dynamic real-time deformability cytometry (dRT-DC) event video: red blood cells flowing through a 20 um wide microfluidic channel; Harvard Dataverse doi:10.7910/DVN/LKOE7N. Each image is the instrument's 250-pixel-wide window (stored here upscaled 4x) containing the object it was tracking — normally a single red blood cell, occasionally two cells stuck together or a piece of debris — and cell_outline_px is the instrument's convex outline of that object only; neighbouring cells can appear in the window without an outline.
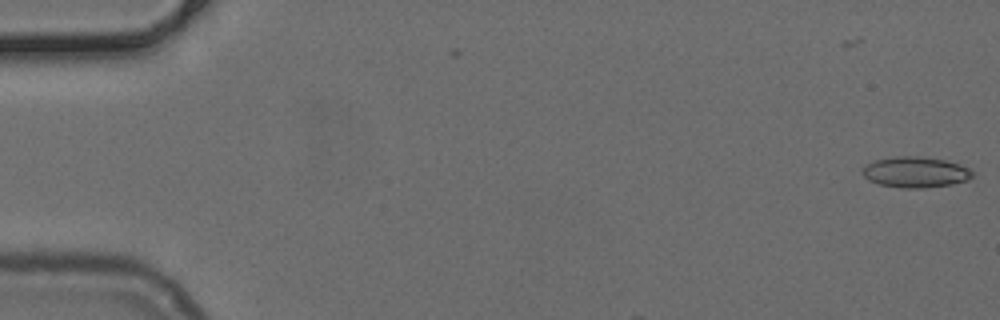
{"species": "common noctule bat (a hibernating species)", "species_latin": "Nyctalus noctula", "temperature_condition": "cold", "stored_images_in_passage": 5, "camera_frame_rate_fps": 3000, "um_per_image_px": 0.085, "animal": {"sex": "female", "body_mass_g": 24.6, "forearm_length_mm": 56.2}, "frame": {"image": 1, "passage_image": 5, "time_ms": 1.333, "image_size_px": [1000, 320], "cell_outline_px": [[972, 176], [968, 180], [952, 184], [924, 188], [904, 188], [880, 184], [868, 180], [860, 172], [868, 164], [876, 160], [892, 156], [916, 156], [944, 160], [960, 164], [968, 168], [972, 172]], "centroid_in_image_um": [77.81, 14.63], "position_along_channel_um": 7.2, "area_um2": 19.59}}